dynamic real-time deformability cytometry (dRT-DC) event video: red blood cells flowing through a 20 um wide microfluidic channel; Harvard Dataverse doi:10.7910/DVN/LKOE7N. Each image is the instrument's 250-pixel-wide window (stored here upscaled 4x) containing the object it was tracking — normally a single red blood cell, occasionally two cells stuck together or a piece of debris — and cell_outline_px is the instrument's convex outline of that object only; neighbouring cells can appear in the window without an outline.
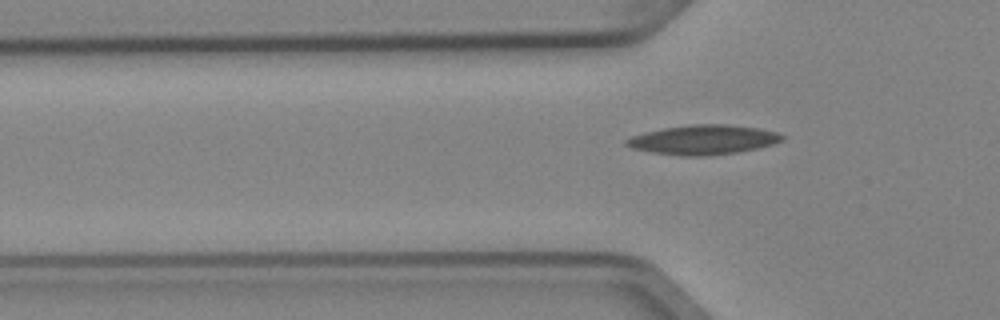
{"species": "Egyptian fruit bat (a non-hibernating species)", "species_latin": "Rousettus aegyptiacus", "temperature_condition": "cold", "stored_images_in_passage": 7, "segment_of_instrument_passage": [2, 2], "camera_frame_rate_fps": 3000, "um_per_image_px": 0.085, "animal": {"sex": "female"}, "frame": {"image": 1, "passage_image": 7, "time_ms": 2.0, "image_size_px": [1000, 320], "cell_outline_px": [[784, 140], [772, 144], [756, 148], [736, 152], [700, 156], [680, 156], [652, 152], [632, 148], [624, 144], [624, 140], [632, 136], [644, 132], [664, 128], [692, 124], [724, 124], [760, 128], [776, 132], [784, 136]], "centroid_in_image_um": [59.75, 11.87], "position_along_channel_um": 66.0, "area_um2": 26.65}}